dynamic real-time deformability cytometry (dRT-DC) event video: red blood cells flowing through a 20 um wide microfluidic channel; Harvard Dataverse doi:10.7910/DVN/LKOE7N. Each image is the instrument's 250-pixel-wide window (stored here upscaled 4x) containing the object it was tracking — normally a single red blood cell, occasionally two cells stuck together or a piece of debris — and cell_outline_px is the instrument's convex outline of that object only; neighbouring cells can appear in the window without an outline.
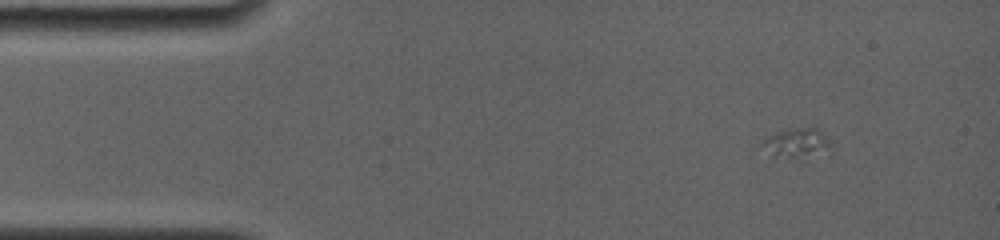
{"species": "common noctule bat (a hibernating species)", "species_latin": "Nyctalus noctula", "temperature_condition": "room temperature", "stored_images_in_passage": 9, "camera_frame_rate_fps": 4000, "um_per_image_px": 0.085, "animal": {"sex": "female", "body_mass_g": 19.0, "forearm_length_mm": 56.7}, "frame": {"image": 1, "passage_image": 2, "time_ms": 0.5, "image_size_px": [1000, 240], "cell_outline_px": [[828, 144], [808, 164], [804, 164], [772, 156], [760, 144], [764, 140], [776, 132], [800, 128], [816, 128], [820, 132]], "centroid_in_image_um": [67.64, 12.3], "position_along_channel_um": 17.4, "area_um2": 12.02}}